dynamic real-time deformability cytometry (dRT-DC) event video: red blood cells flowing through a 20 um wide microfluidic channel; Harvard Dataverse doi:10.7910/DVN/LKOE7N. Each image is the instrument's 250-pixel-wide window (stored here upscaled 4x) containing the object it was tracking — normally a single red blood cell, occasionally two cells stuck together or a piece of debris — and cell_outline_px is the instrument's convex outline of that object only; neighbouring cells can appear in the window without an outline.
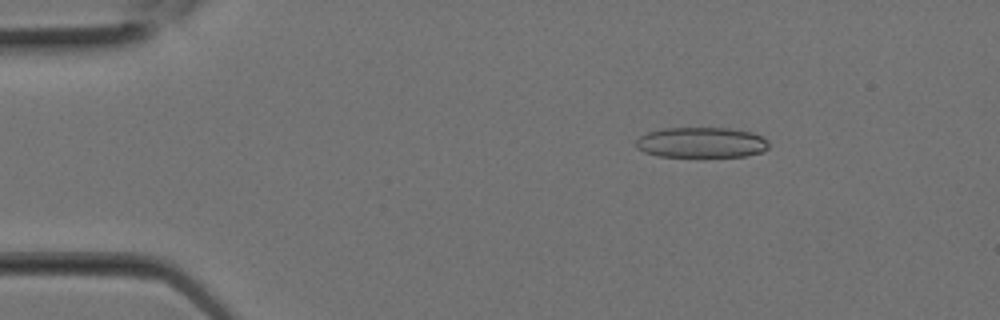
{"species": "Egyptian fruit bat (a non-hibernating species)", "species_latin": "Rousettus aegyptiacus", "temperature_condition": "room temperature", "stored_images_in_passage": 8, "camera_frame_rate_fps": 3000, "um_per_image_px": 0.085, "animal": {"sex": "female"}, "frame": {"image": 1, "passage_image": 3, "time_ms": 0.667, "image_size_px": [1000, 320], "cell_outline_px": [[768, 148], [760, 152], [744, 156], [656, 156], [644, 152], [636, 148], [636, 140], [640, 136], [648, 132], [664, 128], [728, 128], [752, 132], [768, 140]], "centroid_in_image_um": [59.59, 12.11], "position_along_channel_um": 25.4, "area_um2": 23.47}}
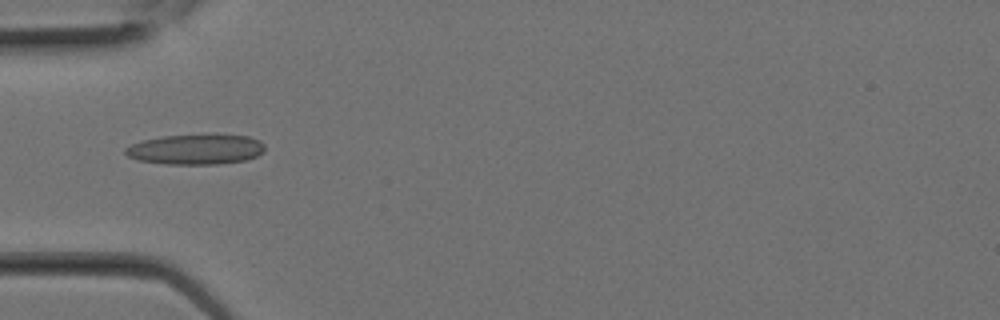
{"frame": {"image": 2, "passage_image": 7, "time_ms": 2.0, "image_size_px": [1000, 320], "cell_outline_px": [[264, 152], [256, 156], [244, 160], [216, 164], [168, 164], [140, 160], [128, 156], [124, 152], [124, 148], [132, 144], [144, 140], [164, 136], [248, 136], [260, 140], [264, 144]], "centroid_in_image_um": [16.64, 12.71], "position_along_channel_um": 68.4, "area_um2": 23.87}}